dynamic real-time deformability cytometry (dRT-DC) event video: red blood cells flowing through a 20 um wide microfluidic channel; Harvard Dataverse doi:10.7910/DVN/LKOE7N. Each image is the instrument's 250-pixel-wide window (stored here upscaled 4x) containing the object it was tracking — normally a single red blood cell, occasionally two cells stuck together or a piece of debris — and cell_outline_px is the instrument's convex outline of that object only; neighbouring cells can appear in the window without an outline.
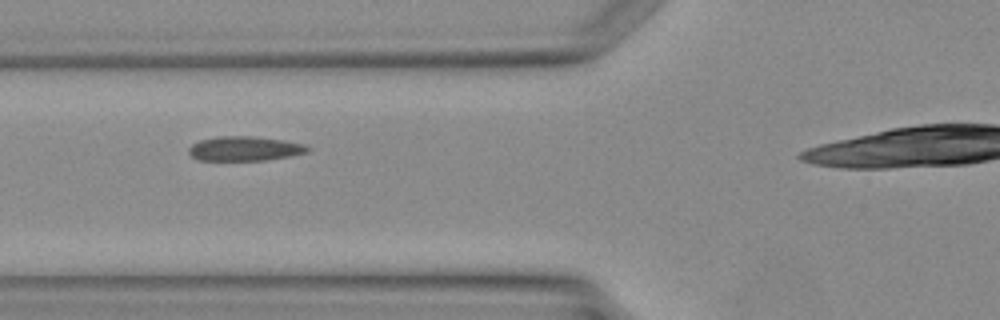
{"species": "Egyptian fruit bat (a non-hibernating species)", "species_latin": "Rousettus aegyptiacus", "temperature_condition": "warm", "stored_images_in_passage": 4, "camera_frame_rate_fps": 3000, "um_per_image_px": 0.085, "animal": {"sex": "female"}, "frame": {"image": 1, "passage_image": 2, "time_ms": 1.333, "image_size_px": [1000, 320], "cell_outline_px": [[312, 148], [308, 152], [268, 160], [196, 160], [188, 152], [188, 148], [192, 144], [200, 140], [216, 136], [256, 136], [284, 140], [308, 144]], "centroid_in_image_um": [20.83, 12.62], "position_along_channel_um": 105.0, "area_um2": 17.22}}
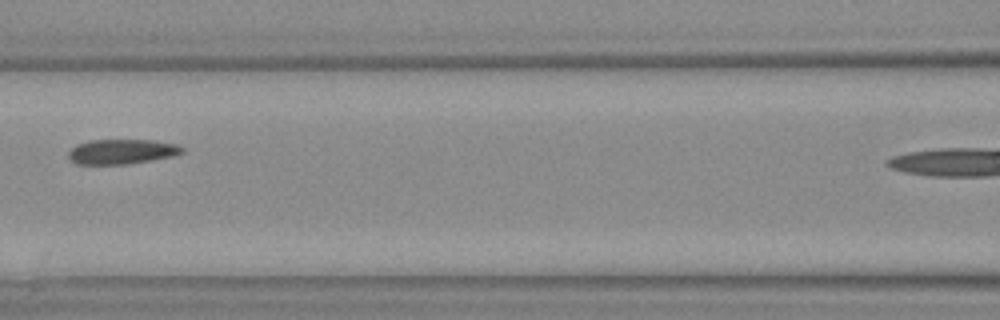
{"frame": {"image": 2, "passage_image": 3, "time_ms": 2.333, "image_size_px": [1000, 320], "cell_outline_px": [[184, 152], [168, 156], [128, 164], [76, 164], [68, 160], [68, 152], [76, 144], [88, 140], [152, 140], [176, 144], [184, 148]], "centroid_in_image_um": [10.27, 12.88], "position_along_channel_um": 156.3, "area_um2": 16.36}}